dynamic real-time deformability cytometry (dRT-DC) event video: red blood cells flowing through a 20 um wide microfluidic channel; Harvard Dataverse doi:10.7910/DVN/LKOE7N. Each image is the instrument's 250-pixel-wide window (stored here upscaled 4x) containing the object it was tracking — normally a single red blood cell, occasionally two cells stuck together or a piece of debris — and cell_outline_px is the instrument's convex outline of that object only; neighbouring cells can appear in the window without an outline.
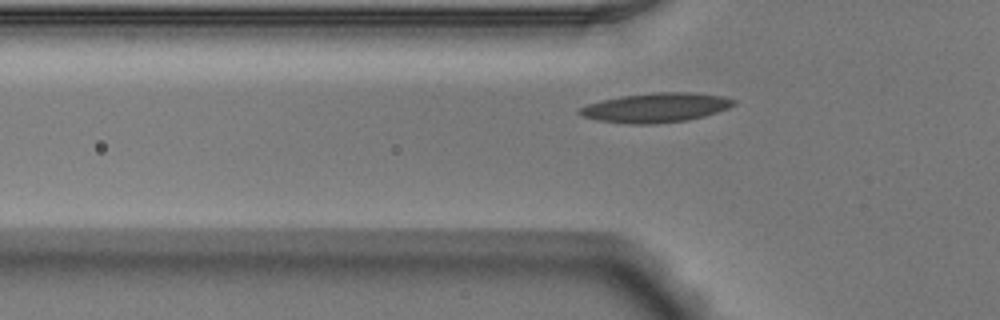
{"species": "Egyptian fruit bat (a non-hibernating species)", "species_latin": "Rousettus aegyptiacus", "temperature_condition": "warm", "stored_images_in_passage": 33, "camera_frame_rate_fps": 3000, "um_per_image_px": 0.085, "animal": {"sex": "male"}, "frame": {"image": 1, "passage_image": 4, "time_ms": 1.0, "image_size_px": [1000, 320], "cell_outline_px": [[736, 104], [728, 108], [704, 116], [688, 120], [656, 124], [628, 124], [596, 120], [580, 116], [576, 112], [580, 108], [588, 104], [604, 100], [624, 96], [656, 92], [692, 92], [724, 96], [736, 100]], "centroid_in_image_um": [55.76, 9.16], "position_along_channel_um": 70.0, "area_um2": 26.47}}
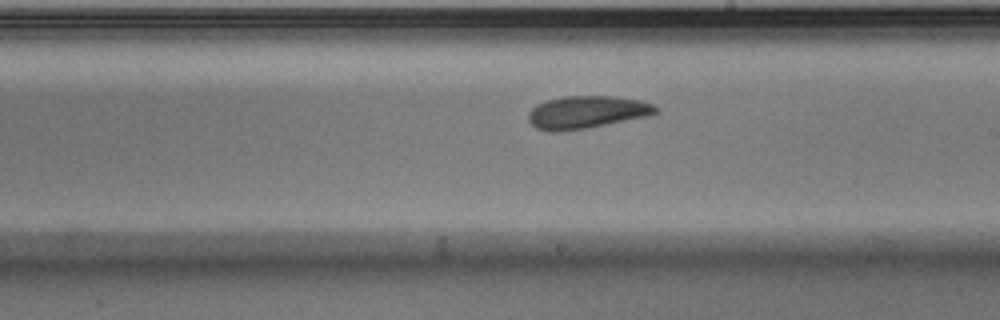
{"frame": {"image": 2, "passage_image": 17, "time_ms": 5.333, "image_size_px": [1000, 320], "cell_outline_px": [[656, 112], [648, 116], [584, 128], [560, 132], [548, 132], [536, 128], [528, 120], [528, 112], [536, 104], [548, 100], [564, 96], [612, 96], [640, 100], [652, 104], [656, 108]], "centroid_in_image_um": [49.8, 9.54], "position_along_channel_um": 239.2, "area_um2": 23.99}}
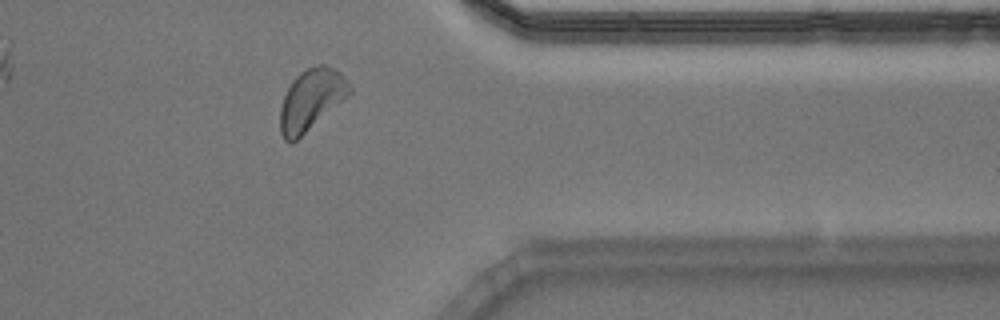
{"frame": {"image": 3, "passage_image": 29, "time_ms": 9.333, "image_size_px": [1000, 320], "cell_outline_px": [[352, 92], [348, 96], [292, 144], [288, 144], [284, 140], [280, 132], [280, 108], [284, 96], [292, 80], [300, 72], [316, 64], [324, 64], [336, 68], [348, 80], [352, 88]], "centroid_in_image_um": [26.45, 8.47], "position_along_channel_um": 384.9, "area_um2": 24.91}}